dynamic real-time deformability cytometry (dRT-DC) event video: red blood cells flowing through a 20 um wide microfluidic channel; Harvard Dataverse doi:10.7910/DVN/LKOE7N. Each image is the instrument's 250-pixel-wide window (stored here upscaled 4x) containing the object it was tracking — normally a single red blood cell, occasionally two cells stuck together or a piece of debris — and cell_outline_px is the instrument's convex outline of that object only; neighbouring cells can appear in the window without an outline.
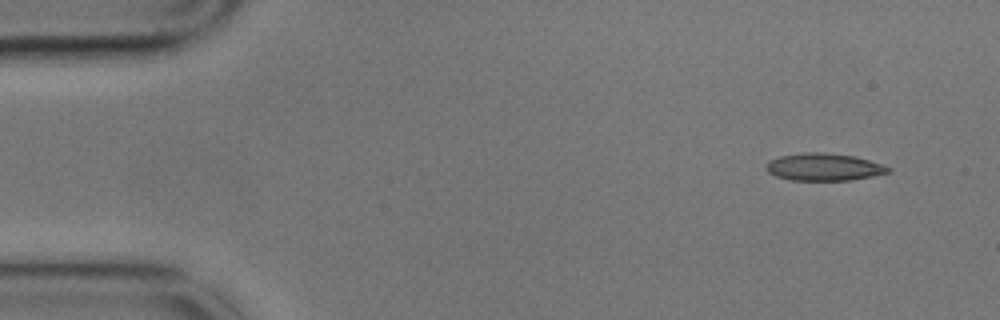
{"species": "common noctule bat (a hibernating species)", "species_latin": "Nyctalus noctula", "temperature_condition": "cold", "stored_images_in_passage": 14, "camera_frame_rate_fps": 3000, "um_per_image_px": 0.085, "animal": {"sex": "male", "body_mass_g": 17.9}, "frame": {"image": 1, "passage_image": 1, "time_ms": 0.0, "image_size_px": [1000, 320], "cell_outline_px": [[892, 168], [888, 172], [872, 176], [852, 180], [792, 180], [776, 176], [768, 172], [764, 168], [764, 164], [768, 160], [780, 156], [804, 152], [824, 152], [856, 156]], "centroid_in_image_um": [69.97, 14.19], "position_along_channel_um": 15.0, "area_um2": 19.54}}
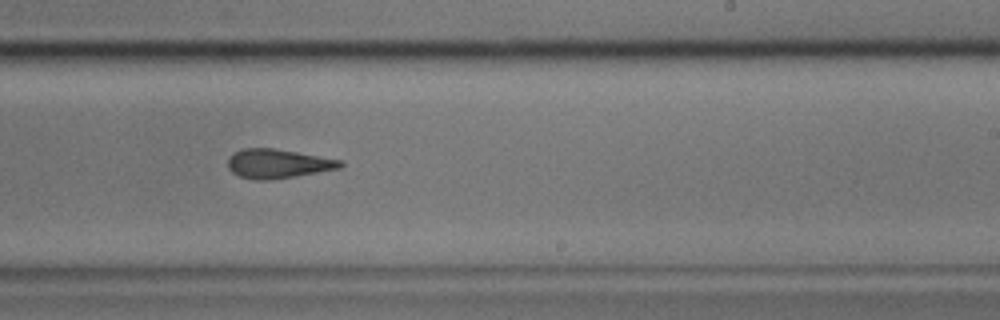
{"frame": {"image": 2, "passage_image": 9, "time_ms": 2.667, "image_size_px": [1000, 320], "cell_outline_px": [[344, 164], [340, 168], [268, 180], [256, 180], [240, 176], [232, 172], [228, 168], [228, 156], [232, 152], [244, 148], [272, 148], [344, 160]], "centroid_in_image_um": [23.59, 13.9], "position_along_channel_um": 265.4, "area_um2": 18.96}}
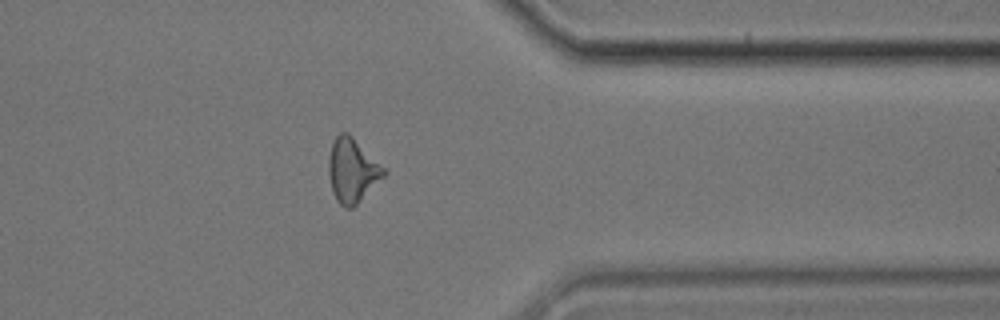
{"frame": {"image": 3, "passage_image": 12, "time_ms": 3.667, "image_size_px": [1000, 320], "cell_outline_px": [[388, 172], [352, 208], [344, 208], [336, 200], [332, 192], [328, 172], [328, 160], [332, 140], [340, 132], [348, 132]], "centroid_in_image_um": [29.9, 14.48], "position_along_channel_um": 381.5, "area_um2": 20.4}}